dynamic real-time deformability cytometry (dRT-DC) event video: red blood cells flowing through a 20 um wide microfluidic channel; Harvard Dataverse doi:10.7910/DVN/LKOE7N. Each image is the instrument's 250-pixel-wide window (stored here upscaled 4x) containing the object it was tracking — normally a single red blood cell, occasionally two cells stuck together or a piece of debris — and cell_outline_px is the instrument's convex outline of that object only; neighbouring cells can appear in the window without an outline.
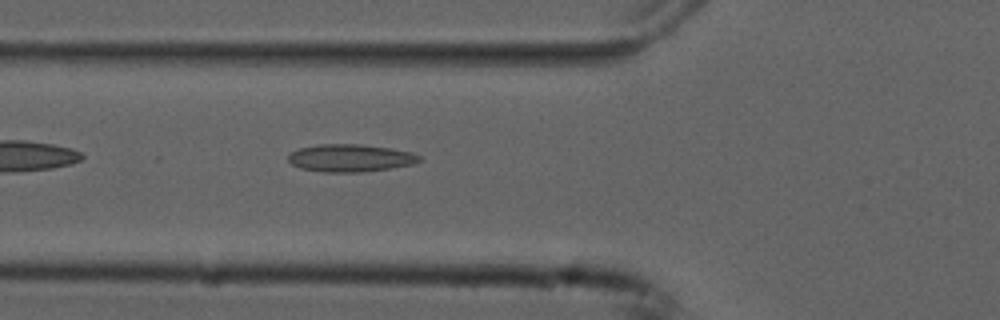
{"species": "common noctule bat (a hibernating species)", "species_latin": "Nyctalus noctula", "temperature_condition": "cold", "stored_images_in_passage": 32, "camera_frame_rate_fps": 3000, "um_per_image_px": 0.085, "animal": {"sex": "male", "forearm_length_mm": 52.5}, "frame": {"image": 1, "passage_image": 3, "time_ms": 0.667, "image_size_px": [1000, 320], "cell_outline_px": [[420, 160], [412, 164], [364, 172], [324, 172], [300, 168], [292, 164], [288, 160], [288, 156], [292, 152], [300, 148], [320, 144], [360, 144], [388, 148], [412, 152], [420, 156]], "centroid_in_image_um": [29.75, 13.43], "position_along_channel_um": 96.0, "area_um2": 20.81}}
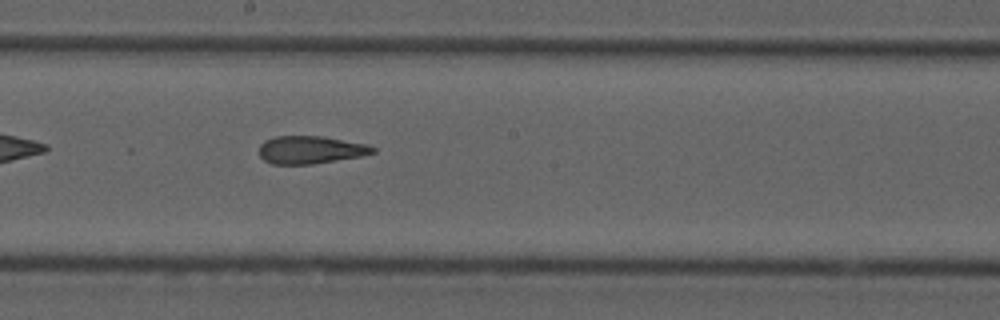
{"frame": {"image": 2, "passage_image": 13, "time_ms": 4.0, "image_size_px": [1000, 320], "cell_outline_px": [[376, 152], [364, 156], [312, 164], [272, 164], [264, 160], [260, 156], [260, 144], [264, 140], [276, 136], [324, 136], [368, 144], [376, 148]], "centroid_in_image_um": [26.43, 12.73], "position_along_channel_um": 221.8, "area_um2": 18.61}}
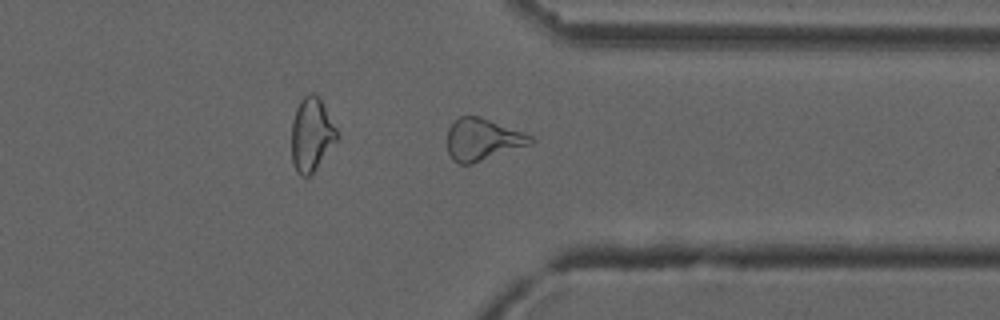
{"frame": {"image": 3, "passage_image": 25, "time_ms": 8.0, "image_size_px": [1000, 320], "cell_outline_px": [[536, 140], [532, 144], [472, 164], [460, 164], [452, 160], [448, 152], [448, 128], [460, 116], [480, 116], [524, 132], [532, 136]], "centroid_in_image_um": [41.04, 11.86], "position_along_channel_um": 370.4, "area_um2": 20.46}}